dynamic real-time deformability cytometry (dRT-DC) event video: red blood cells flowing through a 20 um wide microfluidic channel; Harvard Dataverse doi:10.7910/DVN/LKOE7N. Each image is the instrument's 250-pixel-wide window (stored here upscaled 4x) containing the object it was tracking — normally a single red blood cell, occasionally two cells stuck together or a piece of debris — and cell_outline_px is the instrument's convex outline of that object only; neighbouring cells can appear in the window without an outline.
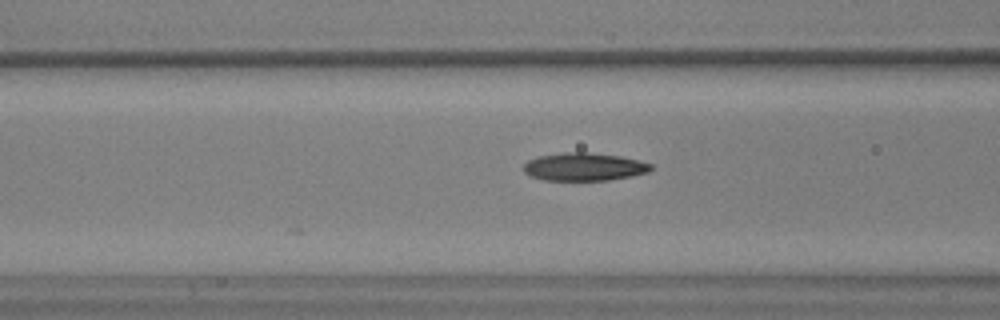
{"species": "common noctule bat (a hibernating species)", "species_latin": "Nyctalus noctula", "temperature_condition": "warm", "stored_images_in_passage": 32, "camera_frame_rate_fps": 3000, "um_per_image_px": 0.085, "animal": {"sex": "male", "body_mass_g": 17.9, "forearm_length_mm": 54.2}, "frame": {"image": 1, "passage_image": 6, "time_ms": 1.667, "image_size_px": [1000, 320], "cell_outline_px": [[652, 168], [648, 172], [632, 176], [608, 180], [544, 180], [532, 176], [524, 172], [524, 164], [528, 160], [540, 156], [564, 152], [584, 152], [620, 156], [652, 164]], "centroid_in_image_um": [49.64, 14.18], "position_along_channel_um": 117.0, "area_um2": 20.52}}
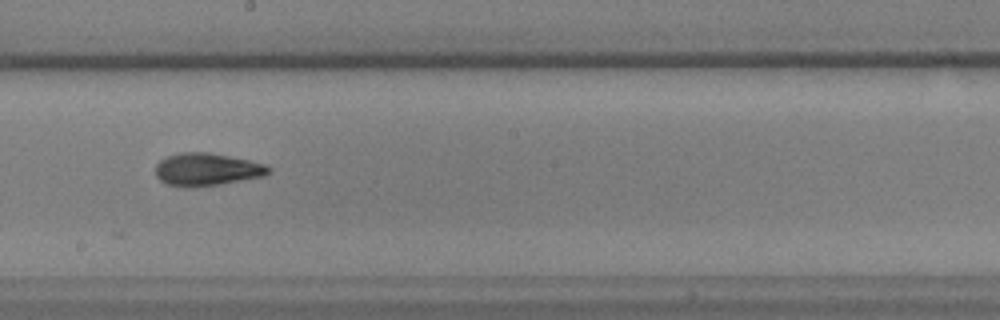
{"frame": {"image": 2, "passage_image": 14, "time_ms": 4.333, "image_size_px": [1000, 320], "cell_outline_px": [[272, 168], [264, 176], [216, 184], [188, 188], [168, 184], [160, 180], [156, 176], [156, 164], [160, 160], [168, 156], [180, 152], [208, 152], [248, 160], [264, 164]], "centroid_in_image_um": [17.54, 14.39], "position_along_channel_um": 230.7, "area_um2": 21.21}}
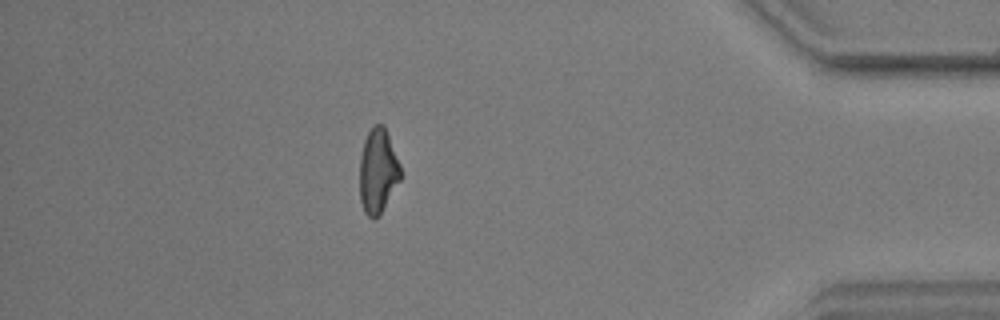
{"frame": {"image": 3, "passage_image": 29, "time_ms": 9.333, "image_size_px": [1000, 320], "cell_outline_px": [[400, 180], [380, 216], [372, 220], [364, 212], [360, 200], [360, 156], [364, 140], [368, 132], [376, 124], [384, 124], [400, 164]], "centroid_in_image_um": [32.12, 14.57], "position_along_channel_um": 403.1, "area_um2": 20.23}}